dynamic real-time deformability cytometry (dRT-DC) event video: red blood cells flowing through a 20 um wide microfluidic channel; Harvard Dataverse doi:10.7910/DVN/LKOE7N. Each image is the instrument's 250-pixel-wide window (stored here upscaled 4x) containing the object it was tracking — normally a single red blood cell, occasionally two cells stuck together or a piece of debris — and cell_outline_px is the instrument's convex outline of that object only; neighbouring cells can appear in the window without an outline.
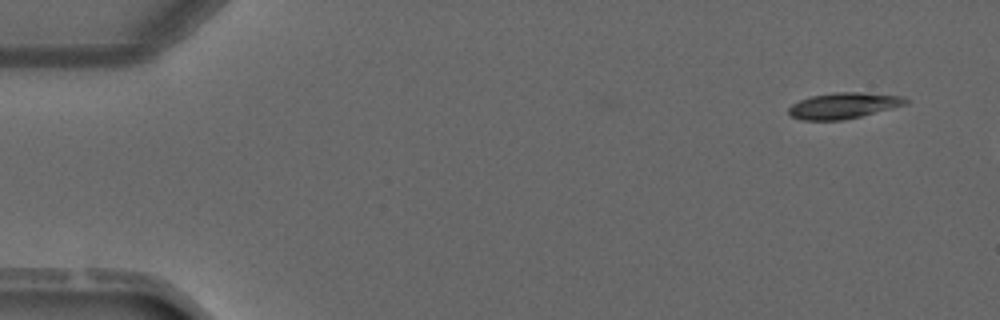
{"species": "common noctule bat (a hibernating species)", "species_latin": "Nyctalus noctula", "temperature_condition": "warm", "stored_images_in_passage": 3, "camera_frame_rate_fps": 3000, "um_per_image_px": 0.085, "animal": {"sex": "male", "forearm_length_mm": 52.5}, "frame": {"image": 1, "passage_image": 1, "time_ms": 0.0, "image_size_px": [1000, 320], "cell_outline_px": [[908, 104], [844, 120], [800, 120], [788, 116], [788, 108], [792, 104], [800, 100], [812, 96], [836, 92], [860, 92], [904, 96], [908, 100]], "centroid_in_image_um": [71.68, 8.98], "position_along_channel_um": 13.3, "area_um2": 17.74}}